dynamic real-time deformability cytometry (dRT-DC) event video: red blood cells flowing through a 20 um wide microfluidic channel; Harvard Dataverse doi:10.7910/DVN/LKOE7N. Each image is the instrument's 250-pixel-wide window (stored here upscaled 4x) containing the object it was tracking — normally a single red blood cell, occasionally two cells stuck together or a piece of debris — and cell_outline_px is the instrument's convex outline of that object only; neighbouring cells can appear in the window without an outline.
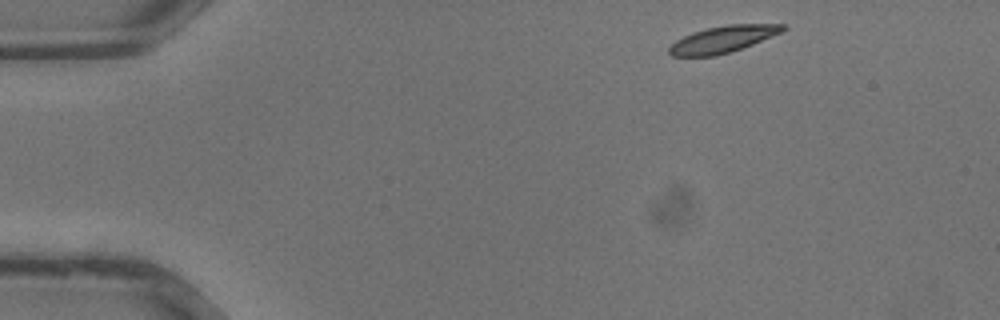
{"species": "common noctule bat (a hibernating species)", "species_latin": "Nyctalus noctula", "temperature_condition": "warm", "stored_images_in_passage": 32, "camera_frame_rate_fps": 3000, "um_per_image_px": 0.085, "animal": {"sex": "male", "body_mass_g": 13.3}, "frame": {"image": 1, "passage_image": 1, "time_ms": 0.0, "image_size_px": [1000, 320], "cell_outline_px": [[788, 28], [780, 32], [752, 44], [732, 52], [716, 56], [672, 56], [668, 52], [668, 48], [676, 40], [692, 32], [708, 28], [728, 24], [784, 24]], "centroid_in_image_um": [61.42, 3.34], "position_along_channel_um": 23.6, "area_um2": 17.57}}
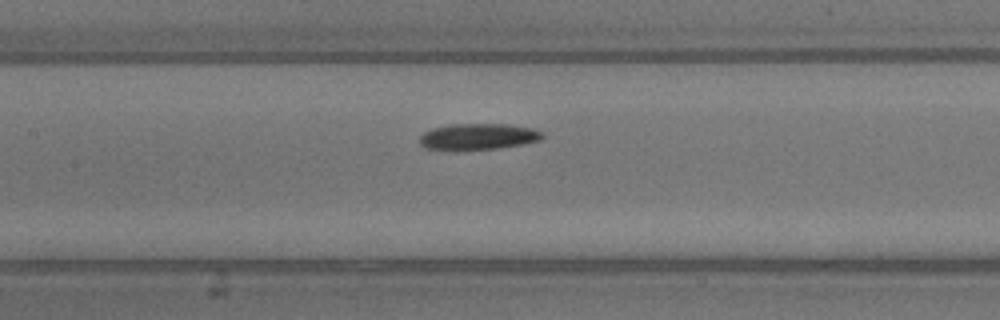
{"frame": {"image": 2, "passage_image": 13, "time_ms": 4.0, "image_size_px": [1000, 320], "cell_outline_px": [[544, 136], [540, 140], [524, 144], [496, 148], [452, 152], [424, 148], [420, 144], [420, 136], [424, 132], [432, 128], [452, 124], [508, 124], [536, 128], [544, 132]], "centroid_in_image_um": [40.63, 11.63], "position_along_channel_um": 166.8, "area_um2": 19.42}}
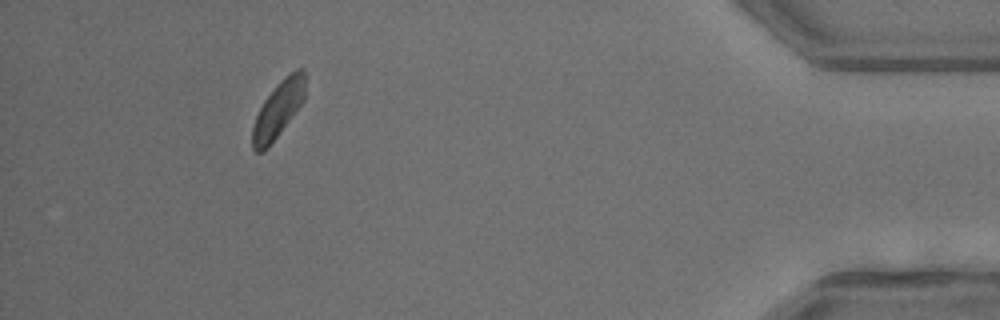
{"frame": {"image": 3, "passage_image": 29, "time_ms": 9.333, "image_size_px": [1000, 320], "cell_outline_px": [[304, 100], [268, 148], [264, 152], [256, 152], [252, 148], [252, 128], [256, 116], [264, 100], [284, 76], [296, 68], [304, 68]], "centroid_in_image_um": [23.63, 9.31], "position_along_channel_um": 411.6, "area_um2": 17.05}}